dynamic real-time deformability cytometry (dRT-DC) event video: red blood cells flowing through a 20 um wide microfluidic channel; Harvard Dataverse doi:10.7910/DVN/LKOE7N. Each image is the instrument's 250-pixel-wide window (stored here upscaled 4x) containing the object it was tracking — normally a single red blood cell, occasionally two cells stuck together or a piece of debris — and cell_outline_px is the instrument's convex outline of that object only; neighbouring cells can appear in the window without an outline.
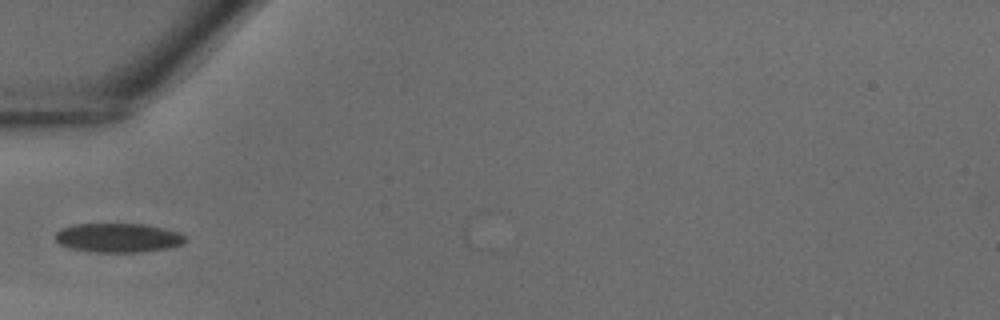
{"species": "common noctule bat (a hibernating species)", "species_latin": "Nyctalus noctula", "temperature_condition": "warm", "stored_images_in_passage": 27, "camera_frame_rate_fps": 3000, "um_per_image_px": 0.085, "animal": {"sex": "male", "body_mass_g": 18.8}, "frame": {"image": 1, "passage_image": 1, "time_ms": 0.0, "image_size_px": [1000, 320], "cell_outline_px": [[188, 240], [184, 244], [168, 248], [140, 252], [96, 252], [68, 248], [60, 244], [56, 240], [56, 232], [60, 228], [72, 224], [144, 224], [164, 228], [180, 232], [188, 236]], "centroid_in_image_um": [10.09, 20.21], "position_along_channel_um": 74.9, "area_um2": 22.37}}
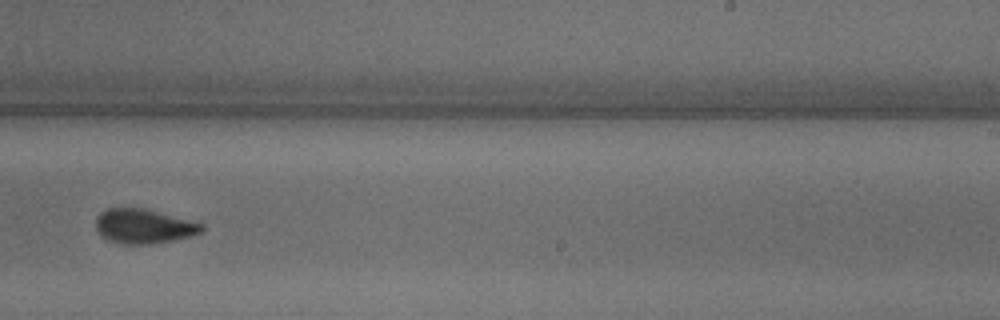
{"frame": {"image": 2, "passage_image": 13, "time_ms": 4.0, "image_size_px": [1000, 320], "cell_outline_px": [[204, 228], [200, 232], [192, 236], [176, 240], [148, 244], [124, 244], [108, 240], [96, 228], [96, 216], [100, 212], [108, 208], [140, 208], [204, 224]], "centroid_in_image_um": [12.21, 19.24], "position_along_channel_um": 276.8, "area_um2": 20.92}}
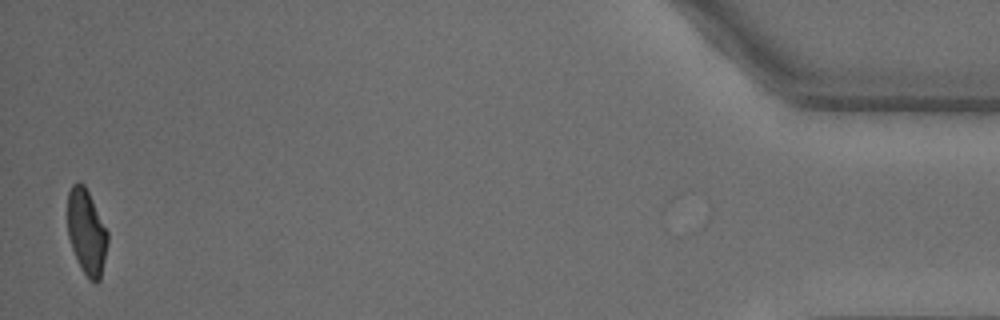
{"frame": {"image": 3, "passage_image": 27, "time_ms": 8.667, "image_size_px": [1000, 320], "cell_outline_px": [[108, 244], [100, 280], [96, 284], [88, 280], [72, 248], [68, 236], [68, 192], [72, 184], [84, 184], [108, 232]], "centroid_in_image_um": [7.37, 19.76], "position_along_channel_um": 427.8, "area_um2": 19.65}}